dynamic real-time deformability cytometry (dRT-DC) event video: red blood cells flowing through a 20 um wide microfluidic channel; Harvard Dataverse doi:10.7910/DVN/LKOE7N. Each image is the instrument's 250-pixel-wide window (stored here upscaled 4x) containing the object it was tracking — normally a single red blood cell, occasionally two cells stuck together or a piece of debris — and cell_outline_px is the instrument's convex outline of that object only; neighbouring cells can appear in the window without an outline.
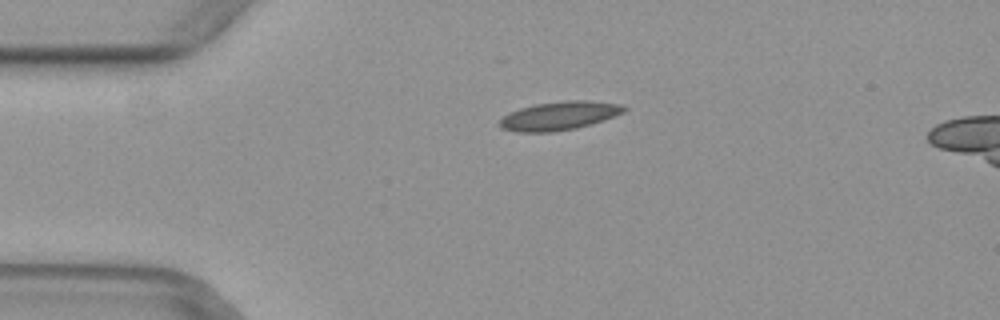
{"species": "common noctule bat (a hibernating species)", "species_latin": "Nyctalus noctula", "temperature_condition": "warm", "stored_images_in_passage": 44, "segment_of_instrument_passage": [1, 2], "camera_frame_rate_fps": 3000, "um_per_image_px": 0.085, "animal": {"sex": "female", "body_mass_g": 29.2, "forearm_length_mm": 56.3}, "frame": {"image": 1, "passage_image": 4, "time_ms": 1.0, "image_size_px": [1000, 320], "cell_outline_px": [[628, 108], [624, 112], [604, 120], [576, 128], [552, 132], [516, 132], [500, 128], [496, 124], [508, 112], [520, 108], [536, 104], [568, 100], [588, 100], [620, 104]], "centroid_in_image_um": [47.5, 9.84], "position_along_channel_um": 37.5, "area_um2": 20.81}}
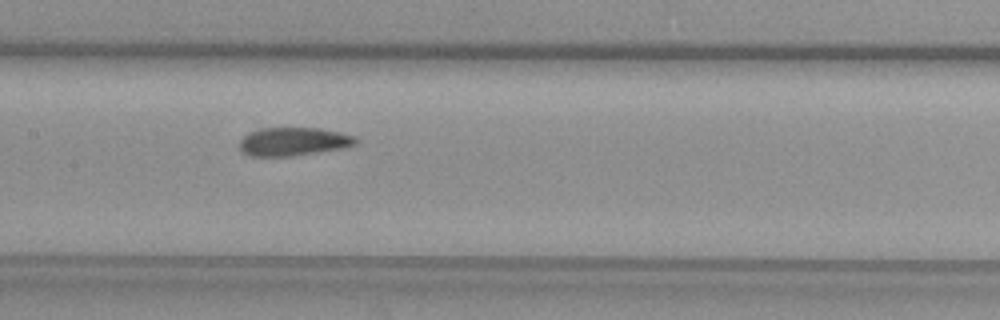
{"frame": {"image": 2, "passage_image": 17, "time_ms": 5.333, "image_size_px": [1000, 320], "cell_outline_px": [[356, 144], [344, 148], [288, 156], [252, 156], [240, 152], [240, 140], [248, 132], [260, 128], [320, 128], [340, 132], [356, 136]], "centroid_in_image_um": [24.92, 12.02], "position_along_channel_um": 182.5, "area_um2": 19.19}}
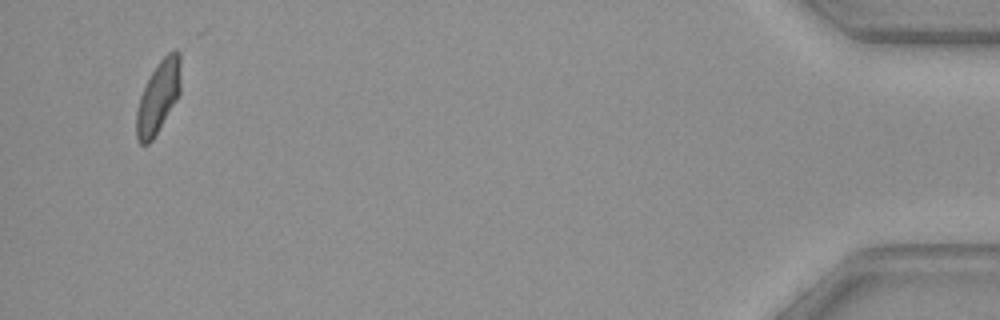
{"frame": {"image": 3, "passage_image": 41, "time_ms": 13.333, "image_size_px": [1000, 320], "cell_outline_px": [[180, 92], [176, 100], [152, 140], [148, 144], [140, 144], [136, 136], [136, 112], [140, 96], [152, 72], [160, 60], [168, 52], [176, 48], [180, 52]], "centroid_in_image_um": [13.46, 8.22], "position_along_channel_um": 421.7, "area_um2": 18.38}}